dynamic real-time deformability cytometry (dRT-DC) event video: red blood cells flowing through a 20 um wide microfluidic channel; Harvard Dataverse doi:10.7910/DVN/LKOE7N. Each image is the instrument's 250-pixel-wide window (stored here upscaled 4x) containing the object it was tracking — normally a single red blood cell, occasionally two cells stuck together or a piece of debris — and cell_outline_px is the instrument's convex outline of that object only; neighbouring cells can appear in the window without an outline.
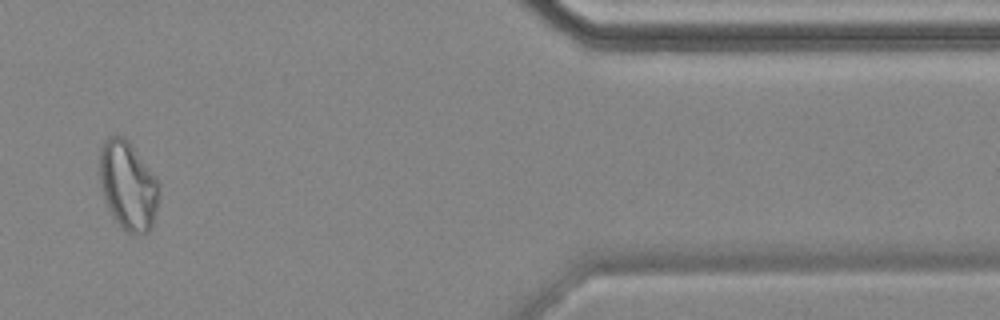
{"species": "common noctule bat (a hibernating species)", "species_latin": "Nyctalus noctula", "temperature_condition": "cold", "stored_images_in_passage": 14, "camera_frame_rate_fps": 3000, "um_per_image_px": 0.085, "animal": {"sex": "female", "body_mass_g": 18.4}, "frame": {"image": 1, "passage_image": 12, "time_ms": 15.0, "image_size_px": [1000, 320], "cell_outline_px": [[160, 196], [152, 228], [148, 232], [128, 232], [116, 220], [104, 196], [100, 184], [100, 148], [104, 140], [108, 136], [120, 136], [128, 140], [156, 176], [160, 184]], "centroid_in_image_um": [10.92, 15.73], "position_along_channel_um": 400.5, "area_um2": 30.46}}